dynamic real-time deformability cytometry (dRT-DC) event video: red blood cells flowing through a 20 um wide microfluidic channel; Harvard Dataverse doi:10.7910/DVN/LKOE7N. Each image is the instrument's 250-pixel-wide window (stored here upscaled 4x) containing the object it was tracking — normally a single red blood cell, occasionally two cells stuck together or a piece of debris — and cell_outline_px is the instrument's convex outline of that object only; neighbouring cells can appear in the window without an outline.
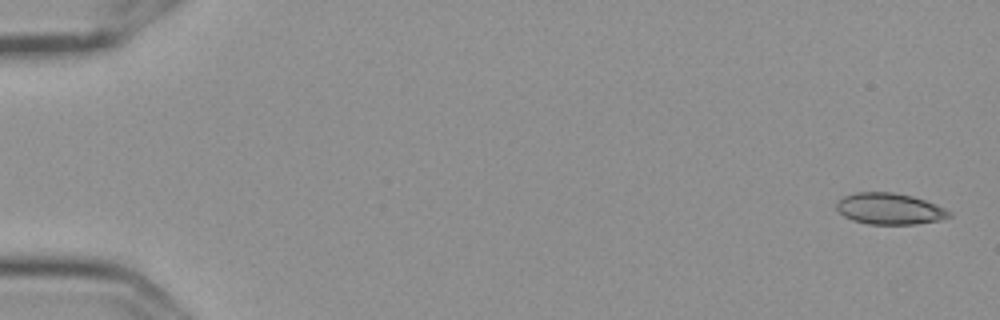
{"species": "Egyptian fruit bat (a non-hibernating species)", "species_latin": "Rousettus aegyptiacus", "temperature_condition": "cold", "stored_images_in_passage": 6, "camera_frame_rate_fps": 3000, "um_per_image_px": 0.085, "frame": {"image": 1, "passage_image": 1, "time_ms": 0.0, "image_size_px": [1000, 320], "cell_outline_px": [[952, 216], [940, 220], [916, 224], [868, 224], [852, 220], [844, 216], [836, 208], [836, 204], [844, 196], [856, 192], [892, 192], [912, 196], [936, 204], [952, 212]], "centroid_in_image_um": [75.63, 17.75], "position_along_channel_um": 9.4, "area_um2": 20.52}}
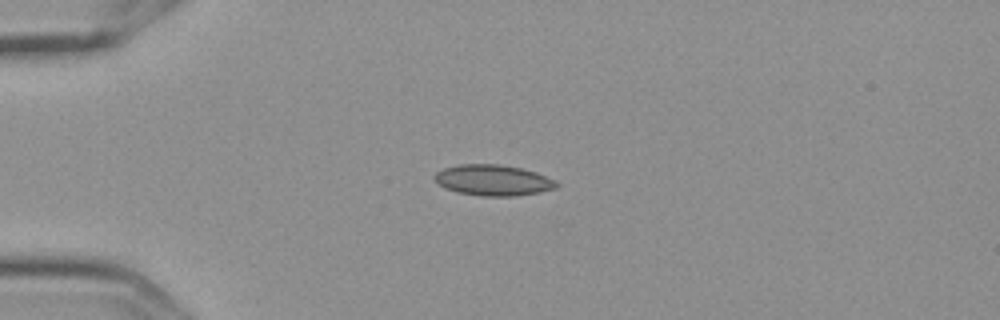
{"frame": {"image": 2, "passage_image": 5, "time_ms": 1.333, "image_size_px": [1000, 320], "cell_outline_px": [[560, 184], [556, 188], [540, 192], [516, 196], [480, 196], [456, 192], [444, 188], [432, 176], [436, 172], [444, 168], [456, 164], [500, 164], [520, 168], [536, 172], [556, 180]], "centroid_in_image_um": [41.92, 15.32], "position_along_channel_um": 43.1, "area_um2": 22.14}}